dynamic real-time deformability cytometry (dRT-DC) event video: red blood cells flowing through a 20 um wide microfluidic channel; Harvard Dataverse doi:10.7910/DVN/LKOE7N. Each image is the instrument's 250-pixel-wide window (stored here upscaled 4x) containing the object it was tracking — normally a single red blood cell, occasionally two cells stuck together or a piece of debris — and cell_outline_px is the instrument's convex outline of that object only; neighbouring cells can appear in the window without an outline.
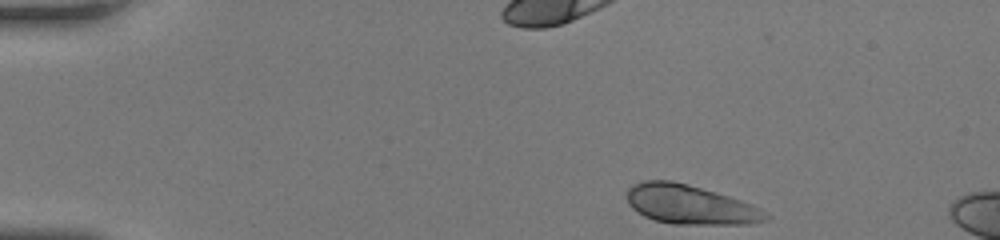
{"species": "human", "species_latin": "Homo sapiens", "temperature_condition": "room temperature", "stored_images_in_passage": 10, "camera_frame_rate_fps": 3000, "um_per_image_px": 0.085, "donor": {"sex": "female"}, "frame": {"image": 1, "passage_image": 1, "time_ms": 0.0, "image_size_px": [1000, 240], "cell_outline_px": [[768, 216], [764, 220], [748, 224], [672, 224], [652, 220], [644, 216], [632, 208], [628, 204], [628, 188], [632, 184], [644, 180], [672, 180], [688, 184], [728, 196], [752, 204], [760, 208]], "centroid_in_image_um": [58.6, 17.39], "position_along_channel_um": 26.4, "area_um2": 31.62}}